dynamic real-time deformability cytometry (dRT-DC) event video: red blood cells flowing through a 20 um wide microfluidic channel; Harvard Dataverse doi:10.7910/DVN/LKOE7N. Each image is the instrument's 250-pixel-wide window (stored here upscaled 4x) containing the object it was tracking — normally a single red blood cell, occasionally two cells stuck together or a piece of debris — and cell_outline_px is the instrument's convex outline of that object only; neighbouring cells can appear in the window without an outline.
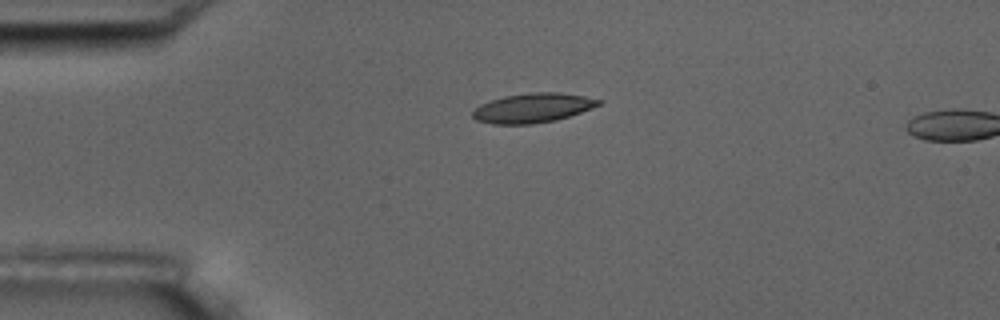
{"species": "common noctule bat (a hibernating species)", "species_latin": "Nyctalus noctula", "temperature_condition": "room temperature", "stored_images_in_passage": 4, "camera_frame_rate_fps": 3000, "um_per_image_px": 0.085, "animal": {"sex": "male", "body_mass_g": 17.5, "forearm_length_mm": 52.3}, "frame": {"image": 1, "passage_image": 3, "time_ms": 3.0, "image_size_px": [1000, 320], "cell_outline_px": [[604, 100], [600, 104], [592, 108], [556, 120], [532, 124], [492, 124], [476, 120], [472, 116], [472, 112], [480, 104], [504, 96], [532, 92], [560, 92], [584, 96]], "centroid_in_image_um": [45.29, 9.17], "position_along_channel_um": 39.7, "area_um2": 21.56}}